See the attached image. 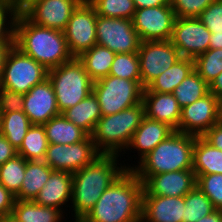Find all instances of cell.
Wrapping results in <instances>:
<instances>
[{
  "mask_svg": "<svg viewBox=\"0 0 222 222\" xmlns=\"http://www.w3.org/2000/svg\"><path fill=\"white\" fill-rule=\"evenodd\" d=\"M118 157L114 154H100L90 164L72 174L71 206L76 220L74 222L82 221L115 179L126 169L134 167V164L122 166L118 163Z\"/></svg>",
  "mask_w": 222,
  "mask_h": 222,
  "instance_id": "cell-1",
  "label": "cell"
},
{
  "mask_svg": "<svg viewBox=\"0 0 222 222\" xmlns=\"http://www.w3.org/2000/svg\"><path fill=\"white\" fill-rule=\"evenodd\" d=\"M143 183L126 169L81 222H141Z\"/></svg>",
  "mask_w": 222,
  "mask_h": 222,
  "instance_id": "cell-2",
  "label": "cell"
},
{
  "mask_svg": "<svg viewBox=\"0 0 222 222\" xmlns=\"http://www.w3.org/2000/svg\"><path fill=\"white\" fill-rule=\"evenodd\" d=\"M14 46L48 70L74 58L63 31L35 25L23 14L15 19Z\"/></svg>",
  "mask_w": 222,
  "mask_h": 222,
  "instance_id": "cell-3",
  "label": "cell"
},
{
  "mask_svg": "<svg viewBox=\"0 0 222 222\" xmlns=\"http://www.w3.org/2000/svg\"><path fill=\"white\" fill-rule=\"evenodd\" d=\"M195 137L174 131L132 168L143 183L149 176L192 169Z\"/></svg>",
  "mask_w": 222,
  "mask_h": 222,
  "instance_id": "cell-4",
  "label": "cell"
},
{
  "mask_svg": "<svg viewBox=\"0 0 222 222\" xmlns=\"http://www.w3.org/2000/svg\"><path fill=\"white\" fill-rule=\"evenodd\" d=\"M144 118L145 111L142 102L121 112L102 116L91 135L97 151L100 154L119 156L122 151L126 153L125 149Z\"/></svg>",
  "mask_w": 222,
  "mask_h": 222,
  "instance_id": "cell-5",
  "label": "cell"
},
{
  "mask_svg": "<svg viewBox=\"0 0 222 222\" xmlns=\"http://www.w3.org/2000/svg\"><path fill=\"white\" fill-rule=\"evenodd\" d=\"M47 78L52 84L57 107L61 114L93 92L94 81L77 57L58 67L49 69Z\"/></svg>",
  "mask_w": 222,
  "mask_h": 222,
  "instance_id": "cell-6",
  "label": "cell"
},
{
  "mask_svg": "<svg viewBox=\"0 0 222 222\" xmlns=\"http://www.w3.org/2000/svg\"><path fill=\"white\" fill-rule=\"evenodd\" d=\"M141 80H127L108 75L93 83L102 116L121 112L142 102Z\"/></svg>",
  "mask_w": 222,
  "mask_h": 222,
  "instance_id": "cell-7",
  "label": "cell"
},
{
  "mask_svg": "<svg viewBox=\"0 0 222 222\" xmlns=\"http://www.w3.org/2000/svg\"><path fill=\"white\" fill-rule=\"evenodd\" d=\"M47 77L48 69L13 45L5 58L0 87L26 94L33 86L42 83Z\"/></svg>",
  "mask_w": 222,
  "mask_h": 222,
  "instance_id": "cell-8",
  "label": "cell"
},
{
  "mask_svg": "<svg viewBox=\"0 0 222 222\" xmlns=\"http://www.w3.org/2000/svg\"><path fill=\"white\" fill-rule=\"evenodd\" d=\"M97 45L109 48L115 54L138 52L141 40L131 19L97 15Z\"/></svg>",
  "mask_w": 222,
  "mask_h": 222,
  "instance_id": "cell-9",
  "label": "cell"
},
{
  "mask_svg": "<svg viewBox=\"0 0 222 222\" xmlns=\"http://www.w3.org/2000/svg\"><path fill=\"white\" fill-rule=\"evenodd\" d=\"M96 20L97 13L87 0H83L71 14L63 33L73 57L97 44Z\"/></svg>",
  "mask_w": 222,
  "mask_h": 222,
  "instance_id": "cell-10",
  "label": "cell"
},
{
  "mask_svg": "<svg viewBox=\"0 0 222 222\" xmlns=\"http://www.w3.org/2000/svg\"><path fill=\"white\" fill-rule=\"evenodd\" d=\"M100 153L97 151L92 136L75 144H48L44 162L54 171L75 173L90 164Z\"/></svg>",
  "mask_w": 222,
  "mask_h": 222,
  "instance_id": "cell-11",
  "label": "cell"
},
{
  "mask_svg": "<svg viewBox=\"0 0 222 222\" xmlns=\"http://www.w3.org/2000/svg\"><path fill=\"white\" fill-rule=\"evenodd\" d=\"M141 85L145 89L182 56L170 40L142 41L138 49Z\"/></svg>",
  "mask_w": 222,
  "mask_h": 222,
  "instance_id": "cell-12",
  "label": "cell"
},
{
  "mask_svg": "<svg viewBox=\"0 0 222 222\" xmlns=\"http://www.w3.org/2000/svg\"><path fill=\"white\" fill-rule=\"evenodd\" d=\"M221 119L220 99L209 92L181 109V119L176 131L202 136Z\"/></svg>",
  "mask_w": 222,
  "mask_h": 222,
  "instance_id": "cell-13",
  "label": "cell"
},
{
  "mask_svg": "<svg viewBox=\"0 0 222 222\" xmlns=\"http://www.w3.org/2000/svg\"><path fill=\"white\" fill-rule=\"evenodd\" d=\"M175 20L171 5L136 9L132 19L141 41L170 40Z\"/></svg>",
  "mask_w": 222,
  "mask_h": 222,
  "instance_id": "cell-14",
  "label": "cell"
},
{
  "mask_svg": "<svg viewBox=\"0 0 222 222\" xmlns=\"http://www.w3.org/2000/svg\"><path fill=\"white\" fill-rule=\"evenodd\" d=\"M211 34L197 17L176 18L170 41L182 57L194 59L209 49Z\"/></svg>",
  "mask_w": 222,
  "mask_h": 222,
  "instance_id": "cell-15",
  "label": "cell"
},
{
  "mask_svg": "<svg viewBox=\"0 0 222 222\" xmlns=\"http://www.w3.org/2000/svg\"><path fill=\"white\" fill-rule=\"evenodd\" d=\"M83 0H38L22 14L35 25L63 31Z\"/></svg>",
  "mask_w": 222,
  "mask_h": 222,
  "instance_id": "cell-16",
  "label": "cell"
},
{
  "mask_svg": "<svg viewBox=\"0 0 222 222\" xmlns=\"http://www.w3.org/2000/svg\"><path fill=\"white\" fill-rule=\"evenodd\" d=\"M196 182L193 169L152 175L143 182L142 196L183 197L196 186Z\"/></svg>",
  "mask_w": 222,
  "mask_h": 222,
  "instance_id": "cell-17",
  "label": "cell"
},
{
  "mask_svg": "<svg viewBox=\"0 0 222 222\" xmlns=\"http://www.w3.org/2000/svg\"><path fill=\"white\" fill-rule=\"evenodd\" d=\"M23 112L32 124L38 125H43L51 118L61 114L57 107L55 92L48 78L24 94Z\"/></svg>",
  "mask_w": 222,
  "mask_h": 222,
  "instance_id": "cell-18",
  "label": "cell"
},
{
  "mask_svg": "<svg viewBox=\"0 0 222 222\" xmlns=\"http://www.w3.org/2000/svg\"><path fill=\"white\" fill-rule=\"evenodd\" d=\"M185 196H142L141 222H183Z\"/></svg>",
  "mask_w": 222,
  "mask_h": 222,
  "instance_id": "cell-19",
  "label": "cell"
},
{
  "mask_svg": "<svg viewBox=\"0 0 222 222\" xmlns=\"http://www.w3.org/2000/svg\"><path fill=\"white\" fill-rule=\"evenodd\" d=\"M142 103L146 117L178 129L182 108L172 93L143 92Z\"/></svg>",
  "mask_w": 222,
  "mask_h": 222,
  "instance_id": "cell-20",
  "label": "cell"
},
{
  "mask_svg": "<svg viewBox=\"0 0 222 222\" xmlns=\"http://www.w3.org/2000/svg\"><path fill=\"white\" fill-rule=\"evenodd\" d=\"M72 188V173L53 171L34 202L42 206L60 209L63 212L64 209L61 207L69 201L71 203Z\"/></svg>",
  "mask_w": 222,
  "mask_h": 222,
  "instance_id": "cell-21",
  "label": "cell"
},
{
  "mask_svg": "<svg viewBox=\"0 0 222 222\" xmlns=\"http://www.w3.org/2000/svg\"><path fill=\"white\" fill-rule=\"evenodd\" d=\"M175 130L168 124L145 116L141 125L133 134L127 150L138 151L139 161L151 152L160 142L170 136ZM131 148V149H130Z\"/></svg>",
  "mask_w": 222,
  "mask_h": 222,
  "instance_id": "cell-22",
  "label": "cell"
},
{
  "mask_svg": "<svg viewBox=\"0 0 222 222\" xmlns=\"http://www.w3.org/2000/svg\"><path fill=\"white\" fill-rule=\"evenodd\" d=\"M62 114L90 136L93 134L98 120L102 117L98 99L93 92L74 107L66 109Z\"/></svg>",
  "mask_w": 222,
  "mask_h": 222,
  "instance_id": "cell-23",
  "label": "cell"
},
{
  "mask_svg": "<svg viewBox=\"0 0 222 222\" xmlns=\"http://www.w3.org/2000/svg\"><path fill=\"white\" fill-rule=\"evenodd\" d=\"M192 169L195 176L222 174V150L216 149L202 136L195 137Z\"/></svg>",
  "mask_w": 222,
  "mask_h": 222,
  "instance_id": "cell-24",
  "label": "cell"
},
{
  "mask_svg": "<svg viewBox=\"0 0 222 222\" xmlns=\"http://www.w3.org/2000/svg\"><path fill=\"white\" fill-rule=\"evenodd\" d=\"M194 70V59L182 57L154 79L143 92L173 93L174 89Z\"/></svg>",
  "mask_w": 222,
  "mask_h": 222,
  "instance_id": "cell-25",
  "label": "cell"
},
{
  "mask_svg": "<svg viewBox=\"0 0 222 222\" xmlns=\"http://www.w3.org/2000/svg\"><path fill=\"white\" fill-rule=\"evenodd\" d=\"M54 170L44 161L26 160V169L17 200L34 201Z\"/></svg>",
  "mask_w": 222,
  "mask_h": 222,
  "instance_id": "cell-26",
  "label": "cell"
},
{
  "mask_svg": "<svg viewBox=\"0 0 222 222\" xmlns=\"http://www.w3.org/2000/svg\"><path fill=\"white\" fill-rule=\"evenodd\" d=\"M48 144H75L83 141L88 134L67 120L63 114L51 118L43 124Z\"/></svg>",
  "mask_w": 222,
  "mask_h": 222,
  "instance_id": "cell-27",
  "label": "cell"
},
{
  "mask_svg": "<svg viewBox=\"0 0 222 222\" xmlns=\"http://www.w3.org/2000/svg\"><path fill=\"white\" fill-rule=\"evenodd\" d=\"M115 55L109 48L96 44L91 49L81 53L77 58L95 82L109 75Z\"/></svg>",
  "mask_w": 222,
  "mask_h": 222,
  "instance_id": "cell-28",
  "label": "cell"
},
{
  "mask_svg": "<svg viewBox=\"0 0 222 222\" xmlns=\"http://www.w3.org/2000/svg\"><path fill=\"white\" fill-rule=\"evenodd\" d=\"M64 212L60 209L42 206L31 200L15 199L12 215L19 222H61Z\"/></svg>",
  "mask_w": 222,
  "mask_h": 222,
  "instance_id": "cell-29",
  "label": "cell"
},
{
  "mask_svg": "<svg viewBox=\"0 0 222 222\" xmlns=\"http://www.w3.org/2000/svg\"><path fill=\"white\" fill-rule=\"evenodd\" d=\"M32 125L23 111L0 114V133L17 150Z\"/></svg>",
  "mask_w": 222,
  "mask_h": 222,
  "instance_id": "cell-30",
  "label": "cell"
},
{
  "mask_svg": "<svg viewBox=\"0 0 222 222\" xmlns=\"http://www.w3.org/2000/svg\"><path fill=\"white\" fill-rule=\"evenodd\" d=\"M47 147L48 141L44 126L33 124L26 133L17 153L28 161H44Z\"/></svg>",
  "mask_w": 222,
  "mask_h": 222,
  "instance_id": "cell-31",
  "label": "cell"
},
{
  "mask_svg": "<svg viewBox=\"0 0 222 222\" xmlns=\"http://www.w3.org/2000/svg\"><path fill=\"white\" fill-rule=\"evenodd\" d=\"M209 93V85L193 70L173 91L178 105L183 108Z\"/></svg>",
  "mask_w": 222,
  "mask_h": 222,
  "instance_id": "cell-32",
  "label": "cell"
},
{
  "mask_svg": "<svg viewBox=\"0 0 222 222\" xmlns=\"http://www.w3.org/2000/svg\"><path fill=\"white\" fill-rule=\"evenodd\" d=\"M26 169V160L19 154L0 166V183L14 196L21 189Z\"/></svg>",
  "mask_w": 222,
  "mask_h": 222,
  "instance_id": "cell-33",
  "label": "cell"
},
{
  "mask_svg": "<svg viewBox=\"0 0 222 222\" xmlns=\"http://www.w3.org/2000/svg\"><path fill=\"white\" fill-rule=\"evenodd\" d=\"M215 210L210 199L196 185L185 195L183 222H197Z\"/></svg>",
  "mask_w": 222,
  "mask_h": 222,
  "instance_id": "cell-34",
  "label": "cell"
},
{
  "mask_svg": "<svg viewBox=\"0 0 222 222\" xmlns=\"http://www.w3.org/2000/svg\"><path fill=\"white\" fill-rule=\"evenodd\" d=\"M194 70L209 85L222 72V49H208L196 56Z\"/></svg>",
  "mask_w": 222,
  "mask_h": 222,
  "instance_id": "cell-35",
  "label": "cell"
},
{
  "mask_svg": "<svg viewBox=\"0 0 222 222\" xmlns=\"http://www.w3.org/2000/svg\"><path fill=\"white\" fill-rule=\"evenodd\" d=\"M97 15L111 18L133 19L136 11L133 0H87Z\"/></svg>",
  "mask_w": 222,
  "mask_h": 222,
  "instance_id": "cell-36",
  "label": "cell"
},
{
  "mask_svg": "<svg viewBox=\"0 0 222 222\" xmlns=\"http://www.w3.org/2000/svg\"><path fill=\"white\" fill-rule=\"evenodd\" d=\"M109 75L127 80H141L138 52L116 54Z\"/></svg>",
  "mask_w": 222,
  "mask_h": 222,
  "instance_id": "cell-37",
  "label": "cell"
},
{
  "mask_svg": "<svg viewBox=\"0 0 222 222\" xmlns=\"http://www.w3.org/2000/svg\"><path fill=\"white\" fill-rule=\"evenodd\" d=\"M196 185L210 199L216 210H222V174L198 175Z\"/></svg>",
  "mask_w": 222,
  "mask_h": 222,
  "instance_id": "cell-38",
  "label": "cell"
},
{
  "mask_svg": "<svg viewBox=\"0 0 222 222\" xmlns=\"http://www.w3.org/2000/svg\"><path fill=\"white\" fill-rule=\"evenodd\" d=\"M215 0H170L176 18L198 17Z\"/></svg>",
  "mask_w": 222,
  "mask_h": 222,
  "instance_id": "cell-39",
  "label": "cell"
},
{
  "mask_svg": "<svg viewBox=\"0 0 222 222\" xmlns=\"http://www.w3.org/2000/svg\"><path fill=\"white\" fill-rule=\"evenodd\" d=\"M197 18L211 33H222V0H215Z\"/></svg>",
  "mask_w": 222,
  "mask_h": 222,
  "instance_id": "cell-40",
  "label": "cell"
},
{
  "mask_svg": "<svg viewBox=\"0 0 222 222\" xmlns=\"http://www.w3.org/2000/svg\"><path fill=\"white\" fill-rule=\"evenodd\" d=\"M16 16L17 13L11 5L3 7L0 5V41H14Z\"/></svg>",
  "mask_w": 222,
  "mask_h": 222,
  "instance_id": "cell-41",
  "label": "cell"
},
{
  "mask_svg": "<svg viewBox=\"0 0 222 222\" xmlns=\"http://www.w3.org/2000/svg\"><path fill=\"white\" fill-rule=\"evenodd\" d=\"M24 94L0 87V114L23 111Z\"/></svg>",
  "mask_w": 222,
  "mask_h": 222,
  "instance_id": "cell-42",
  "label": "cell"
},
{
  "mask_svg": "<svg viewBox=\"0 0 222 222\" xmlns=\"http://www.w3.org/2000/svg\"><path fill=\"white\" fill-rule=\"evenodd\" d=\"M202 137L216 149L222 150V119L207 130Z\"/></svg>",
  "mask_w": 222,
  "mask_h": 222,
  "instance_id": "cell-43",
  "label": "cell"
},
{
  "mask_svg": "<svg viewBox=\"0 0 222 222\" xmlns=\"http://www.w3.org/2000/svg\"><path fill=\"white\" fill-rule=\"evenodd\" d=\"M15 196L0 183V217L12 214Z\"/></svg>",
  "mask_w": 222,
  "mask_h": 222,
  "instance_id": "cell-44",
  "label": "cell"
},
{
  "mask_svg": "<svg viewBox=\"0 0 222 222\" xmlns=\"http://www.w3.org/2000/svg\"><path fill=\"white\" fill-rule=\"evenodd\" d=\"M17 154V149L0 133V166Z\"/></svg>",
  "mask_w": 222,
  "mask_h": 222,
  "instance_id": "cell-45",
  "label": "cell"
},
{
  "mask_svg": "<svg viewBox=\"0 0 222 222\" xmlns=\"http://www.w3.org/2000/svg\"><path fill=\"white\" fill-rule=\"evenodd\" d=\"M135 9L170 5V0H133Z\"/></svg>",
  "mask_w": 222,
  "mask_h": 222,
  "instance_id": "cell-46",
  "label": "cell"
},
{
  "mask_svg": "<svg viewBox=\"0 0 222 222\" xmlns=\"http://www.w3.org/2000/svg\"><path fill=\"white\" fill-rule=\"evenodd\" d=\"M209 92L219 99L222 98V72L209 84Z\"/></svg>",
  "mask_w": 222,
  "mask_h": 222,
  "instance_id": "cell-47",
  "label": "cell"
},
{
  "mask_svg": "<svg viewBox=\"0 0 222 222\" xmlns=\"http://www.w3.org/2000/svg\"><path fill=\"white\" fill-rule=\"evenodd\" d=\"M38 0H10V5L15 9L17 14H22L29 6Z\"/></svg>",
  "mask_w": 222,
  "mask_h": 222,
  "instance_id": "cell-48",
  "label": "cell"
},
{
  "mask_svg": "<svg viewBox=\"0 0 222 222\" xmlns=\"http://www.w3.org/2000/svg\"><path fill=\"white\" fill-rule=\"evenodd\" d=\"M13 45L14 41H0V77L4 67L6 55Z\"/></svg>",
  "mask_w": 222,
  "mask_h": 222,
  "instance_id": "cell-49",
  "label": "cell"
},
{
  "mask_svg": "<svg viewBox=\"0 0 222 222\" xmlns=\"http://www.w3.org/2000/svg\"><path fill=\"white\" fill-rule=\"evenodd\" d=\"M197 222H222V210H215L211 214L202 217Z\"/></svg>",
  "mask_w": 222,
  "mask_h": 222,
  "instance_id": "cell-50",
  "label": "cell"
},
{
  "mask_svg": "<svg viewBox=\"0 0 222 222\" xmlns=\"http://www.w3.org/2000/svg\"><path fill=\"white\" fill-rule=\"evenodd\" d=\"M209 49H222V33H212Z\"/></svg>",
  "mask_w": 222,
  "mask_h": 222,
  "instance_id": "cell-51",
  "label": "cell"
},
{
  "mask_svg": "<svg viewBox=\"0 0 222 222\" xmlns=\"http://www.w3.org/2000/svg\"><path fill=\"white\" fill-rule=\"evenodd\" d=\"M0 222H19L12 214L0 217Z\"/></svg>",
  "mask_w": 222,
  "mask_h": 222,
  "instance_id": "cell-52",
  "label": "cell"
},
{
  "mask_svg": "<svg viewBox=\"0 0 222 222\" xmlns=\"http://www.w3.org/2000/svg\"><path fill=\"white\" fill-rule=\"evenodd\" d=\"M0 5L3 7V6H6V5H10V0H0Z\"/></svg>",
  "mask_w": 222,
  "mask_h": 222,
  "instance_id": "cell-53",
  "label": "cell"
},
{
  "mask_svg": "<svg viewBox=\"0 0 222 222\" xmlns=\"http://www.w3.org/2000/svg\"><path fill=\"white\" fill-rule=\"evenodd\" d=\"M220 104H221V116H222V98L220 99Z\"/></svg>",
  "mask_w": 222,
  "mask_h": 222,
  "instance_id": "cell-54",
  "label": "cell"
}]
</instances>
